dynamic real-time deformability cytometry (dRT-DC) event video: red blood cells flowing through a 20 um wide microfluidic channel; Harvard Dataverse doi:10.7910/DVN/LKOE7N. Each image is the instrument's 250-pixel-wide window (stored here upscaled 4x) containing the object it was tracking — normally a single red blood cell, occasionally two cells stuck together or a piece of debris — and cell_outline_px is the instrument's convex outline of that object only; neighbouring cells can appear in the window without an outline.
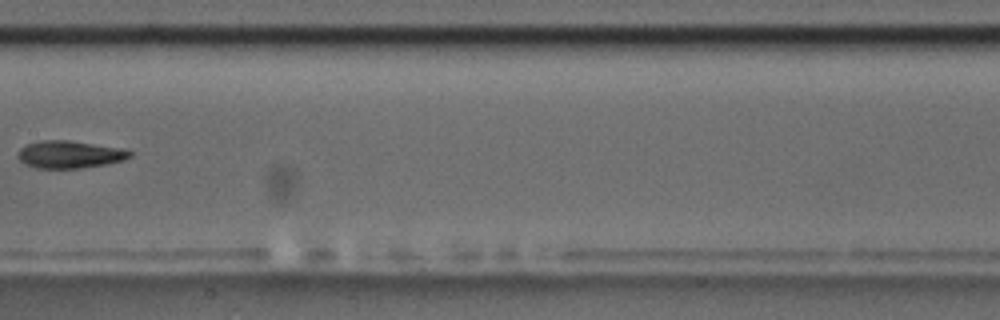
{"species": "common noctule bat (a hibernating species)", "species_latin": "Nyctalus noctula", "temperature_condition": "room temperature", "stored_images_in_passage": 15, "camera_frame_rate_fps": 3000, "um_per_image_px": 0.085, "animal": {"sex": "male", "body_mass_g": 17.5, "forearm_length_mm": 52.3}, "frame": {"image": 1, "passage_image": 9, "time_ms": 10.333, "image_size_px": [1000, 320], "cell_outline_px": [[132, 156], [124, 160], [104, 164], [80, 168], [36, 168], [24, 164], [16, 156], [20, 148], [28, 144], [40, 140], [68, 140], [120, 148], [132, 152]], "centroid_in_image_um": [5.88, 13.13], "position_along_channel_um": 201.5, "area_um2": 17.8}}
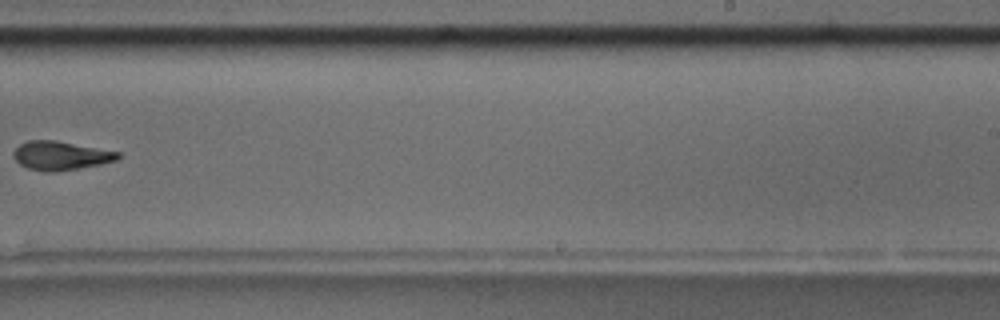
{"frame": {"image": 2, "passage_image": 11, "time_ms": 12.667, "image_size_px": [1000, 320], "cell_outline_px": [[120, 156], [116, 160], [100, 164], [52, 172], [48, 172], [28, 168], [20, 164], [12, 156], [12, 152], [20, 144], [28, 140], [56, 140], [120, 152]], "centroid_in_image_um": [5.13, 13.21], "position_along_channel_um": 283.9, "area_um2": 17.34}, "authors_computed_cell_mechanics": {"area_um2": 18.6694, "velocity_mm_per_s": 3.5303, "shape_relaxation_time_tau1_ms": 7.3924, "shape_relaxation_time_tau2_ms": 6.8805, "deformation_change_tau1": 0.2389, "deformation_change_tau2": 0.1476}}